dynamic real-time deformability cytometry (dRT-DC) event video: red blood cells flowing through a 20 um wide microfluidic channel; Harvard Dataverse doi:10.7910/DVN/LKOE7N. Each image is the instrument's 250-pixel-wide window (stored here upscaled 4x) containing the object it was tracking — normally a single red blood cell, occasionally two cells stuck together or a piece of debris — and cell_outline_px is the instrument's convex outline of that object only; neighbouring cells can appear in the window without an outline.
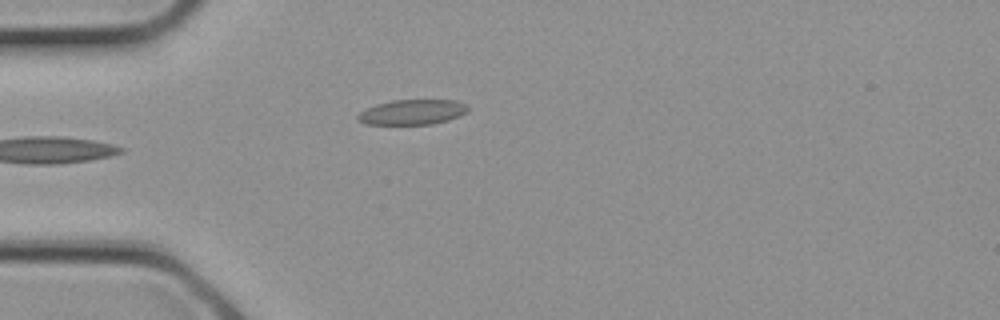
{"species": "common noctule bat (a hibernating species)", "species_latin": "Nyctalus noctula", "temperature_condition": "cold", "stored_images_in_passage": 2, "camera_frame_rate_fps": 3000, "um_per_image_px": 0.085, "animal": {"sex": "female", "body_mass_g": 21.9}, "frame": {"image": 1, "passage_image": 2, "time_ms": 0.333, "image_size_px": [1000, 320], "cell_outline_px": [[468, 112], [460, 116], [448, 120], [432, 124], [364, 124], [356, 120], [356, 116], [360, 112], [376, 104], [392, 100], [456, 100], [468, 104]], "centroid_in_image_um": [35.06, 9.53], "position_along_channel_um": 49.9, "area_um2": 16.24}}